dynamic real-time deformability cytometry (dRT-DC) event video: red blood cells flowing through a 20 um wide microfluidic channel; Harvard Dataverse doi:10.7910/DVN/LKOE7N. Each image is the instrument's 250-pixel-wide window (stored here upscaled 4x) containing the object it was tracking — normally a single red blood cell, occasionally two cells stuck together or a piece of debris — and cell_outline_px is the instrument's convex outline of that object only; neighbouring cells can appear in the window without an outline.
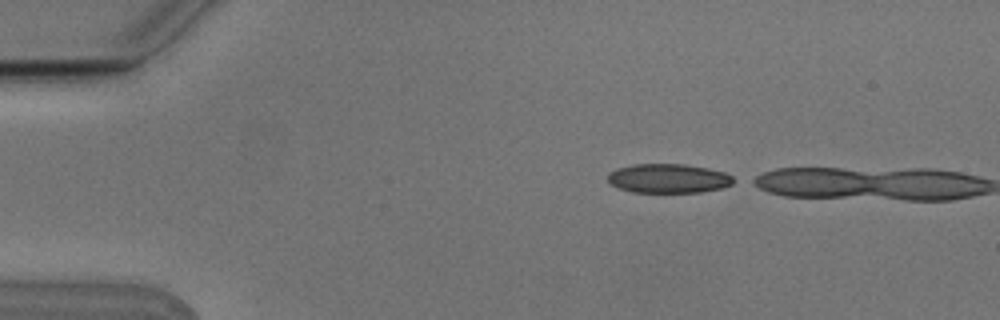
{"species": "Egyptian fruit bat (a non-hibernating species)", "species_latin": "Rousettus aegyptiacus", "temperature_condition": "cold", "stored_images_in_passage": 3, "camera_frame_rate_fps": 3000, "um_per_image_px": 0.085, "animal": {"sex": "male"}, "frame": {"image": 1, "passage_image": 1, "time_ms": 0.0, "image_size_px": [1000, 320], "cell_outline_px": [[740, 180], [724, 188], [700, 192], [632, 192], [620, 188], [612, 184], [608, 180], [608, 172], [616, 168], [636, 164], [684, 164], [708, 168], [724, 172]], "centroid_in_image_um": [56.87, 15.16], "position_along_channel_um": 28.1, "area_um2": 21.56}}